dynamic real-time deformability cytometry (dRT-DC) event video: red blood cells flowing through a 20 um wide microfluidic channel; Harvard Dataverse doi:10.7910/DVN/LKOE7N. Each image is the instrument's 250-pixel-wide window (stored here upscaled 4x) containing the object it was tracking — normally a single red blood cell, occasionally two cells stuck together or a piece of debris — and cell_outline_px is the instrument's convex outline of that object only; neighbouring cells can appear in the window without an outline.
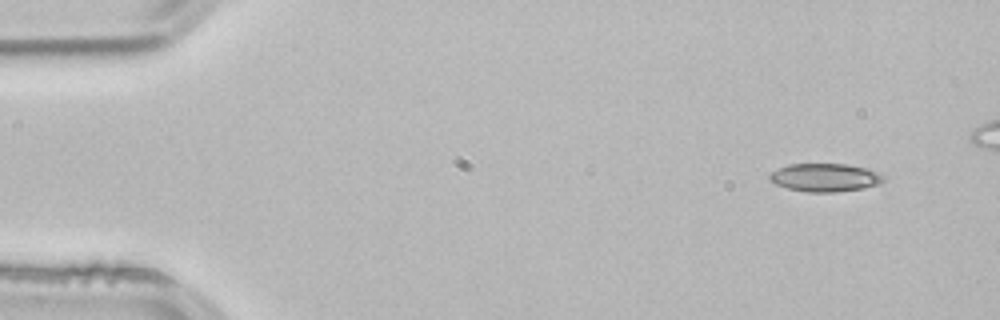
{"species": "common noctule bat (a hibernating species)", "species_latin": "Nyctalus noctula", "temperature_condition": "room temperature", "stored_images_in_passage": 4, "camera_frame_rate_fps": 3000, "um_per_image_px": 0.085, "animal": {"sex": "male", "body_mass_g": 21.5, "forearm_length_mm": 52.0}, "frame": {"image": 1, "passage_image": 1, "time_ms": 0.0, "image_size_px": [1000, 320], "cell_outline_px": [[884, 180], [880, 184], [864, 188], [836, 192], [808, 192], [788, 188], [776, 184], [768, 176], [772, 172], [788, 164], [848, 164], [864, 168], [876, 172], [884, 176]], "centroid_in_image_um": [70.15, 15.09], "position_along_channel_um": 14.9, "area_um2": 18.5}}